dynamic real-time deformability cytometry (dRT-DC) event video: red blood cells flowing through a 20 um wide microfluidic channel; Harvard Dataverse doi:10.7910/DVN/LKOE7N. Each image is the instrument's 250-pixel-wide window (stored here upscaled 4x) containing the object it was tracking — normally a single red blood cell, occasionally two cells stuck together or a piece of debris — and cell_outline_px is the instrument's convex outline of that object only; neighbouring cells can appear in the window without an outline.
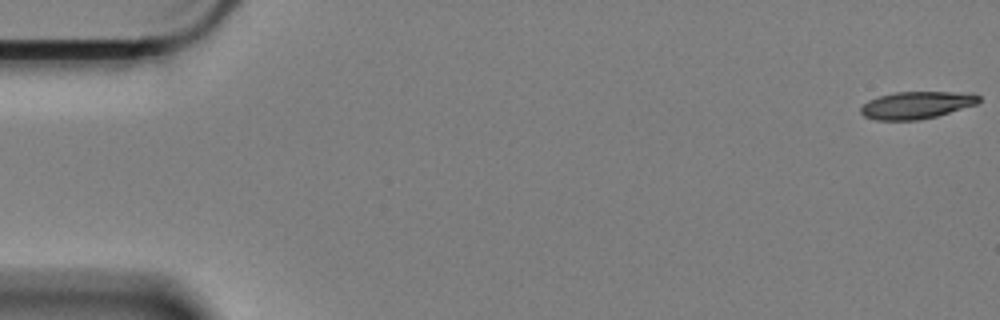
{"species": "Egyptian fruit bat (a non-hibernating species)", "species_latin": "Rousettus aegyptiacus", "temperature_condition": "cold", "stored_images_in_passage": 10, "camera_frame_rate_fps": 3000, "um_per_image_px": 0.085, "animal": {"sex": "female"}, "frame": {"image": 1, "passage_image": 1, "time_ms": 0.0, "image_size_px": [1000, 320], "cell_outline_px": [[980, 100], [976, 104], [936, 116], [916, 120], [876, 120], [864, 116], [860, 112], [860, 108], [868, 100], [880, 96], [896, 92], [972, 92], [980, 96]], "centroid_in_image_um": [77.91, 8.92], "position_along_channel_um": 7.1, "area_um2": 18.67}}